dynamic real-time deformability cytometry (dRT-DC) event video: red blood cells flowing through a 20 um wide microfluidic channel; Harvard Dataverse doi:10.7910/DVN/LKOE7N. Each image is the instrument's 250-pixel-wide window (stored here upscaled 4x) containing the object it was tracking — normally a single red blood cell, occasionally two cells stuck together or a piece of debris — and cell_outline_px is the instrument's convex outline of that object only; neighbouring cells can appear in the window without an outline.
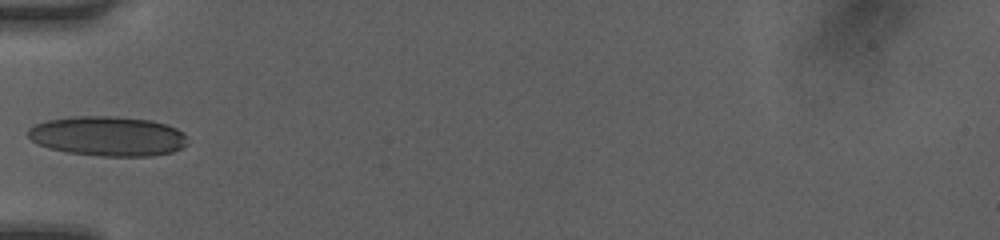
{"species": "human", "species_latin": "Homo sapiens", "temperature_condition": "room temperature", "stored_images_in_passage": 32, "camera_frame_rate_fps": 3000, "um_per_image_px": 0.085, "donor": {"sex": "female"}, "frame": {"image": 1, "passage_image": 1, "time_ms": 0.0, "image_size_px": [1000, 240], "cell_outline_px": [[188, 144], [172, 152], [152, 156], [100, 156], [68, 152], [48, 148], [32, 140], [28, 136], [28, 128], [36, 124], [48, 120], [76, 116], [116, 116], [152, 120], [176, 128], [184, 132], [188, 136]], "centroid_in_image_um": [9.21, 11.57], "position_along_channel_um": 75.8, "area_um2": 37.05}}
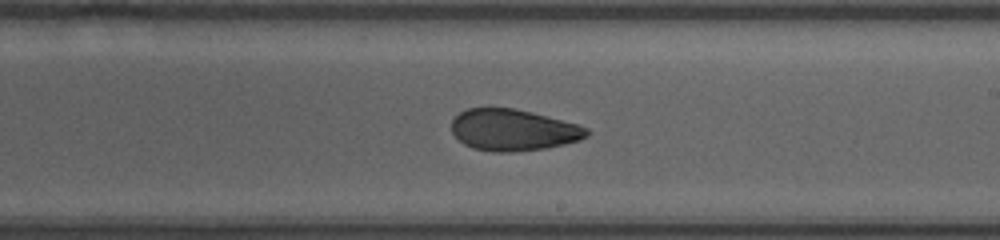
{"frame": {"image": 2, "passage_image": 13, "time_ms": 4.0, "image_size_px": [1000, 240], "cell_outline_px": [[588, 136], [580, 140], [544, 148], [512, 152], [492, 152], [472, 148], [464, 144], [452, 132], [452, 120], [460, 112], [468, 108], [512, 108], [532, 112], [576, 124], [588, 128]], "centroid_in_image_um": [43.6, 11.05], "position_along_channel_um": 245.4, "area_um2": 32.43}}
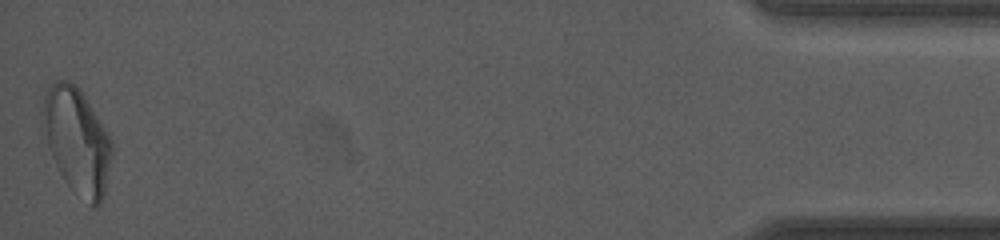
{"frame": {"image": 3, "passage_image": 32, "time_ms": 10.333, "image_size_px": [1000, 240], "cell_outline_px": [[112, 152], [104, 196], [100, 204], [96, 208], [92, 208], [68, 184], [60, 172], [52, 156], [48, 144], [40, 112], [44, 96], [48, 88], [56, 80], [68, 80], [84, 96], [108, 136], [112, 144]], "centroid_in_image_um": [6.53, 11.99], "position_along_channel_um": 428.7, "area_um2": 41.5}, "authors_computed_cell_mechanics": {"area_um2": 34.4199, "velocity_mm_per_s": 4.2312, "shape_relaxation_time_tau1_ms": 4.544, "shape_relaxation_time_tau2_ms": 2.1571, "deformation_change_tau1": 0.1417, "deformation_change_tau2": 0.0756}}